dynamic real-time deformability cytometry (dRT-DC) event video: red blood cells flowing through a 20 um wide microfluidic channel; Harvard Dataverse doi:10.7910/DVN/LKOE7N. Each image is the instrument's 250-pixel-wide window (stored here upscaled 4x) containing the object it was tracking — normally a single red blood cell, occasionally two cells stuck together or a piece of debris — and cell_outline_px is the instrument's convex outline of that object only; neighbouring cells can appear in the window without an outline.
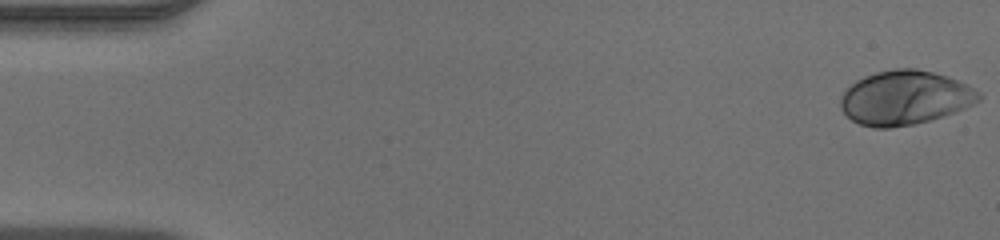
{"species": "human", "species_latin": "Homo sapiens", "temperature_condition": "warm", "stored_images_in_passage": 48, "camera_frame_rate_fps": 3000, "um_per_image_px": 0.085, "donor": {"sex": "male"}, "frame": {"image": 1, "passage_image": 1, "time_ms": 0.0, "image_size_px": [1000, 240], "cell_outline_px": [[984, 96], [980, 100], [956, 112], [928, 120], [912, 124], [888, 128], [876, 128], [860, 124], [852, 120], [840, 108], [840, 96], [856, 80], [864, 76], [876, 72], [896, 68], [916, 68], [932, 72], [968, 84], [980, 92]], "centroid_in_image_um": [76.92, 8.3], "position_along_channel_um": 8.1, "area_um2": 43.47}}
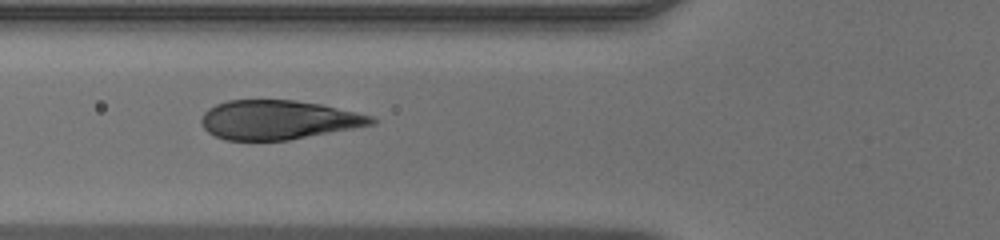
{"frame": {"image": 2, "passage_image": 18, "time_ms": 5.667, "image_size_px": [1000, 240], "cell_outline_px": [[380, 120], [376, 124], [288, 140], [224, 140], [208, 132], [204, 128], [200, 120], [204, 112], [208, 108], [216, 104], [228, 100], [296, 100], [320, 104], [356, 112], [372, 116]], "centroid_in_image_um": [23.66, 10.18], "position_along_channel_um": 102.1, "area_um2": 38.84}}
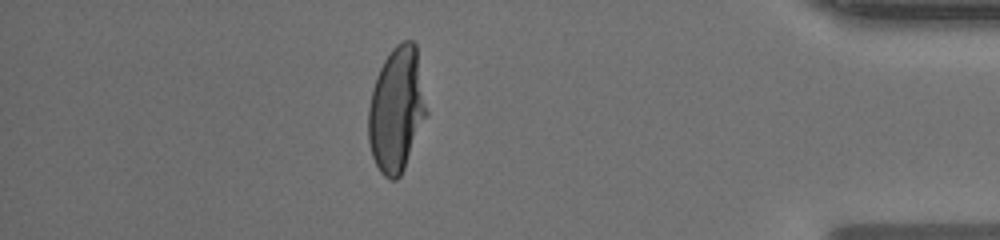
{"frame": {"image": 3, "passage_image": 42, "time_ms": 13.667, "image_size_px": [1000, 240], "cell_outline_px": [[428, 112], [404, 168], [400, 176], [396, 180], [392, 180], [384, 176], [380, 172], [372, 156], [368, 140], [368, 108], [372, 88], [376, 76], [384, 60], [392, 48], [396, 44], [404, 40], [412, 40], [416, 44]], "centroid_in_image_um": [33.7, 9.3], "position_along_channel_um": 401.5, "area_um2": 42.37}}